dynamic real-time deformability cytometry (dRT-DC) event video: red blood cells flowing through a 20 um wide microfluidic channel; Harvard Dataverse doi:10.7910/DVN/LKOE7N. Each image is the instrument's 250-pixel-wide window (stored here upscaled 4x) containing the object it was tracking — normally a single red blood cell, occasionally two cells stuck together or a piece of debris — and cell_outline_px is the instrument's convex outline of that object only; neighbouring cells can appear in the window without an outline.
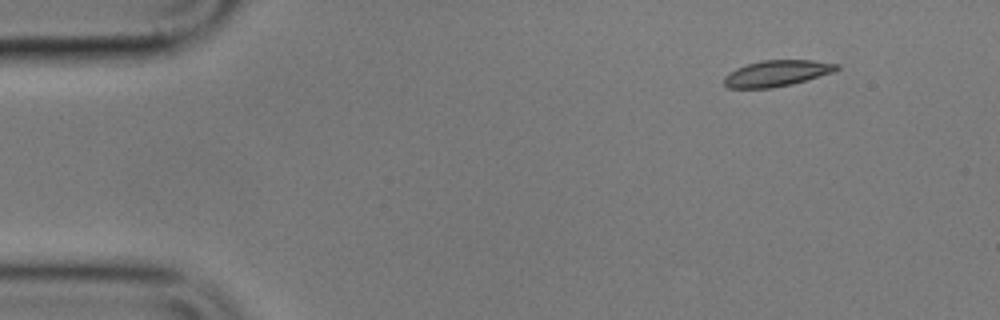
{"species": "common noctule bat (a hibernating species)", "species_latin": "Nyctalus noctula", "temperature_condition": "cold", "stored_images_in_passage": 7, "segment_of_instrument_passage": [1, 2], "camera_frame_rate_fps": 3000, "um_per_image_px": 0.085, "animal": {"sex": "male", "body_mass_g": 17.9}, "frame": {"image": 1, "passage_image": 3, "time_ms": 2.0, "image_size_px": [1000, 320], "cell_outline_px": [[840, 68], [836, 72], [792, 84], [772, 88], [728, 88], [724, 84], [724, 76], [736, 68], [760, 60], [812, 60], [840, 64]], "centroid_in_image_um": [66.07, 6.23], "position_along_channel_um": 18.9, "area_um2": 17.28}}
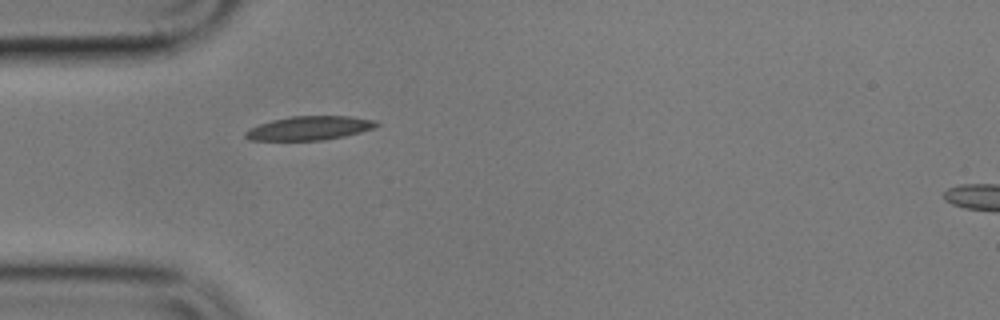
{"frame": {"image": 2, "passage_image": 6, "time_ms": 5.667, "image_size_px": [1000, 320], "cell_outline_px": [[380, 124], [372, 128], [360, 132], [344, 136], [324, 140], [248, 140], [244, 136], [244, 132], [248, 128], [272, 120], [288, 116], [348, 116], [376, 120]], "centroid_in_image_um": [26.26, 10.89], "position_along_channel_um": 58.7, "area_um2": 18.26}}